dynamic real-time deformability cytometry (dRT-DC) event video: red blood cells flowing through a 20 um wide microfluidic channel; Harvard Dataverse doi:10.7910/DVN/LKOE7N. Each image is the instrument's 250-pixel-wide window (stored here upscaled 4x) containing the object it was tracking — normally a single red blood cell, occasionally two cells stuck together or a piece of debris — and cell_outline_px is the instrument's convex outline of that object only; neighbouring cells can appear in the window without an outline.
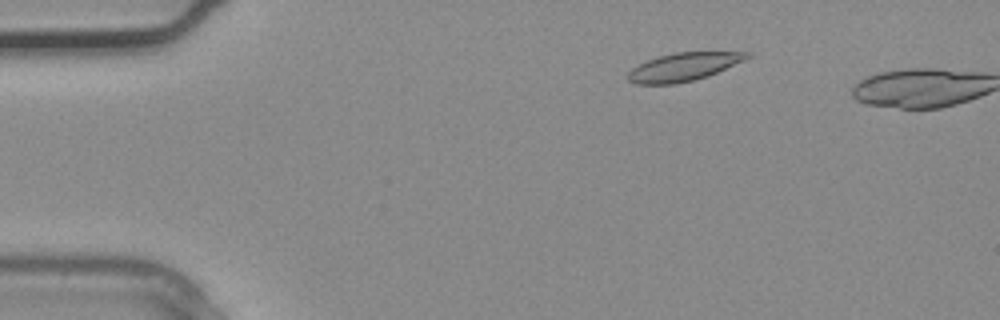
{"species": "common noctule bat (a hibernating species)", "species_latin": "Nyctalus noctula", "temperature_condition": "warm", "stored_images_in_passage": 4, "camera_frame_rate_fps": 3000, "um_per_image_px": 0.085, "animal": {"sex": "male", "body_mass_g": 20.4}, "frame": {"image": 1, "passage_image": 2, "time_ms": 0.333, "image_size_px": [1000, 320], "cell_outline_px": [[752, 56], [744, 60], [708, 76], [676, 84], [636, 84], [628, 80], [628, 72], [632, 68], [648, 60], [660, 56], [676, 52], [752, 52]], "centroid_in_image_um": [58.11, 5.68], "position_along_channel_um": 26.9, "area_um2": 19.31}}